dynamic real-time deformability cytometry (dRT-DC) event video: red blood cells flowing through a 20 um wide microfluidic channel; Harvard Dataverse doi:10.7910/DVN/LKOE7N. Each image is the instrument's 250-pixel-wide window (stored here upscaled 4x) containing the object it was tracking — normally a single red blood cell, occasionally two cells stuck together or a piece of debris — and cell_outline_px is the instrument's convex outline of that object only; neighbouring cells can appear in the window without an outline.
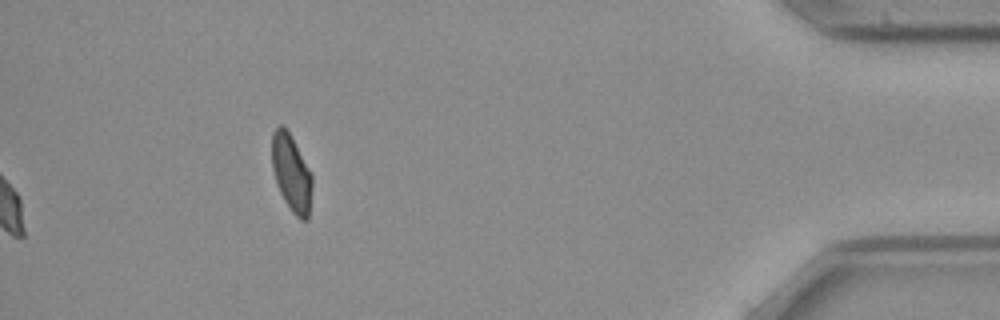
{"species": "common noctule bat (a hibernating species)", "species_latin": "Nyctalus noctula", "temperature_condition": "cold", "stored_images_in_passage": 31, "camera_frame_rate_fps": 3000, "um_per_image_px": 0.085, "animal": {"sex": "female", "body_mass_g": 21.9}, "frame": {"image": 1, "passage_image": 31, "time_ms": 10.0, "image_size_px": [1000, 320], "cell_outline_px": [[312, 184], [308, 220], [300, 220], [292, 212], [284, 200], [276, 184], [272, 168], [272, 132], [280, 124], [284, 124], [312, 176]], "centroid_in_image_um": [24.75, 14.73], "position_along_channel_um": 410.5, "area_um2": 17.8}}